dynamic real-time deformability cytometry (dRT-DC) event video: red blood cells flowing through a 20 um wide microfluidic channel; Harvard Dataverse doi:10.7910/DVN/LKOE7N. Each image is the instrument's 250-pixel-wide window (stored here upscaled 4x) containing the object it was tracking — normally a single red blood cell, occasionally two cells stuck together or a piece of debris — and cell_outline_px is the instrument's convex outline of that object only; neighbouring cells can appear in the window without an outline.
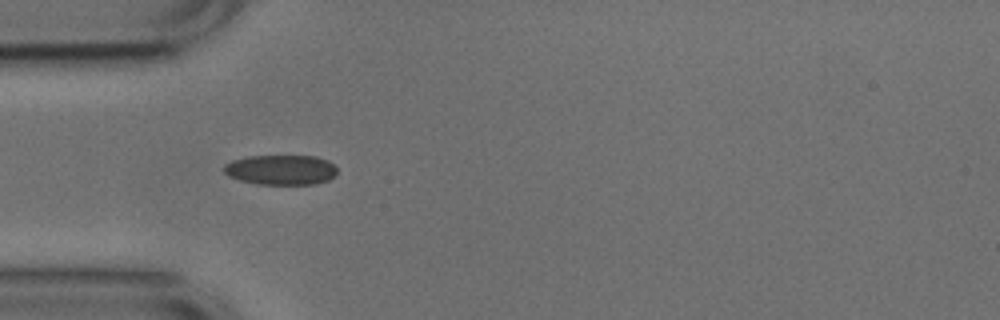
{"species": "common noctule bat (a hibernating species)", "species_latin": "Nyctalus noctula", "temperature_condition": "cold", "stored_images_in_passage": 27, "camera_frame_rate_fps": 3000, "um_per_image_px": 0.085, "animal": {"sex": "male", "body_mass_g": 17.9, "forearm_length_mm": 54.2}, "frame": {"image": 1, "passage_image": 5, "time_ms": 1.333, "image_size_px": [1000, 320], "cell_outline_px": [[336, 176], [328, 180], [316, 184], [256, 184], [240, 180], [228, 176], [224, 172], [224, 164], [232, 160], [248, 156], [316, 156], [328, 160], [336, 168]], "centroid_in_image_um": [23.88, 14.43], "position_along_channel_um": 61.1, "area_um2": 19.88}}